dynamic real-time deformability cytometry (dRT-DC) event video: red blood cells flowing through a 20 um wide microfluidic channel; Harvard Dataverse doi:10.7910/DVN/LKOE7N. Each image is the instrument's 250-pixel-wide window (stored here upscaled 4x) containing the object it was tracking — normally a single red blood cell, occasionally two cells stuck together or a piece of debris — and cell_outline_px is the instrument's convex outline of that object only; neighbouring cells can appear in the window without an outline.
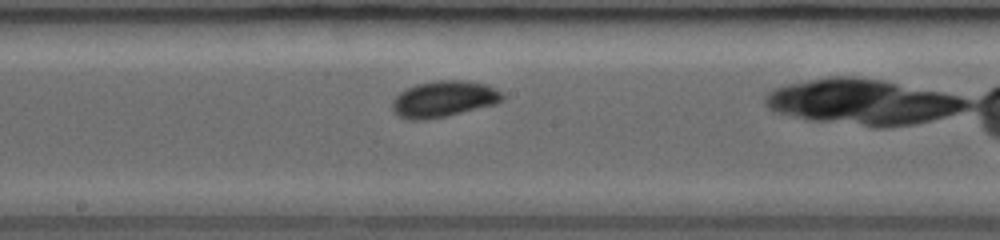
{"species": "common noctule bat (a hibernating species)", "species_latin": "Nyctalus noctula", "temperature_condition": "room temperature", "stored_images_in_passage": 19, "camera_frame_rate_fps": 3000, "um_per_image_px": 0.085, "animal": {"sex": "female", "body_mass_g": 19.0, "forearm_length_mm": 53.3}, "frame": {"image": 1, "passage_image": 9, "time_ms": 3.667, "image_size_px": [1000, 240], "cell_outline_px": [[504, 96], [496, 104], [448, 116], [428, 120], [408, 120], [400, 116], [392, 108], [392, 100], [400, 92], [416, 84], [436, 80], [468, 80], [488, 84], [496, 88]], "centroid_in_image_um": [37.73, 8.41], "position_along_channel_um": 210.5, "area_um2": 23.41}}